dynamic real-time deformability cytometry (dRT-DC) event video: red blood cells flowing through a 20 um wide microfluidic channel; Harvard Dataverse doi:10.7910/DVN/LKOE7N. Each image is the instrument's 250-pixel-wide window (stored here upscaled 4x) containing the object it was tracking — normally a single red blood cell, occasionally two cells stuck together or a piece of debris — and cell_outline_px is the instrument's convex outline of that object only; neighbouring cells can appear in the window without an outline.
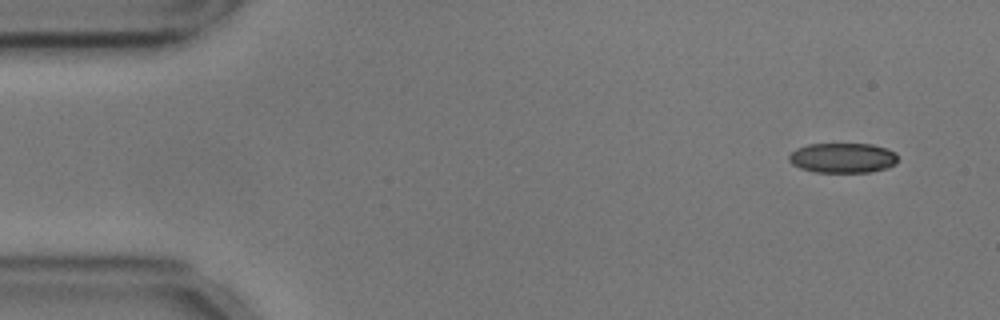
{"species": "common noctule bat (a hibernating species)", "species_latin": "Nyctalus noctula", "temperature_condition": "cold", "stored_images_in_passage": 53, "camera_frame_rate_fps": 3000, "um_per_image_px": 0.085, "animal": {"sex": "male", "body_mass_g": 17.9, "forearm_length_mm": 54.2}, "frame": {"image": 1, "passage_image": 1, "time_ms": 0.0, "image_size_px": [1000, 320], "cell_outline_px": [[896, 164], [888, 168], [868, 172], [816, 172], [800, 168], [792, 164], [788, 160], [788, 156], [796, 148], [808, 144], [872, 144], [896, 152]], "centroid_in_image_um": [71.61, 13.42], "position_along_channel_um": 13.4, "area_um2": 19.02}}
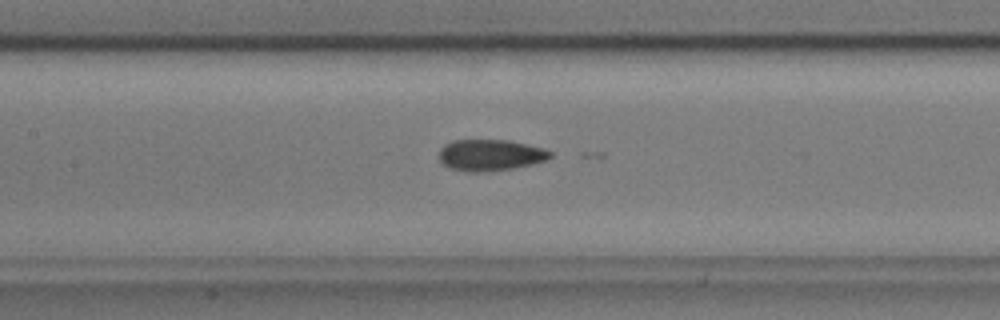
{"frame": {"image": 2, "passage_image": 22, "time_ms": 7.0, "image_size_px": [1000, 320], "cell_outline_px": [[552, 156], [544, 160], [532, 164], [516, 168], [476, 172], [472, 172], [452, 168], [444, 164], [440, 160], [440, 148], [444, 144], [452, 140], [508, 140], [544, 148], [552, 152]], "centroid_in_image_um": [41.69, 13.17], "position_along_channel_um": 165.7, "area_um2": 20.11}}
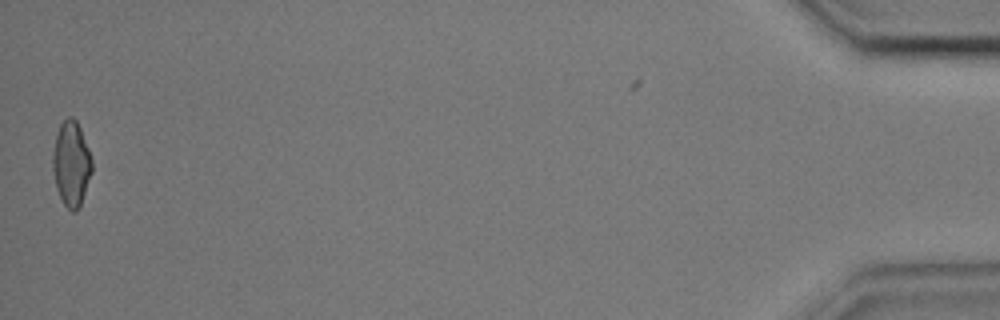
{"frame": {"image": 3, "passage_image": 52, "time_ms": 17.0, "image_size_px": [1000, 320], "cell_outline_px": [[92, 172], [80, 208], [76, 212], [72, 212], [64, 204], [56, 188], [52, 168], [52, 156], [56, 136], [60, 124], [68, 116], [72, 116], [76, 120], [80, 128], [88, 148], [92, 160]], "centroid_in_image_um": [6.06, 13.94], "position_along_channel_um": 429.1, "area_um2": 19.48}, "authors_computed_cell_mechanics": {"area_um2": 19.9988, "velocity_mm_per_s": 3.6061, "shape_relaxation_time_tau1_ms": 7.6275, "shape_relaxation_time_tau2_ms": 2.1242, "deformation_change_tau1": 0.1533, "deformation_change_tau2": 0.0765}}